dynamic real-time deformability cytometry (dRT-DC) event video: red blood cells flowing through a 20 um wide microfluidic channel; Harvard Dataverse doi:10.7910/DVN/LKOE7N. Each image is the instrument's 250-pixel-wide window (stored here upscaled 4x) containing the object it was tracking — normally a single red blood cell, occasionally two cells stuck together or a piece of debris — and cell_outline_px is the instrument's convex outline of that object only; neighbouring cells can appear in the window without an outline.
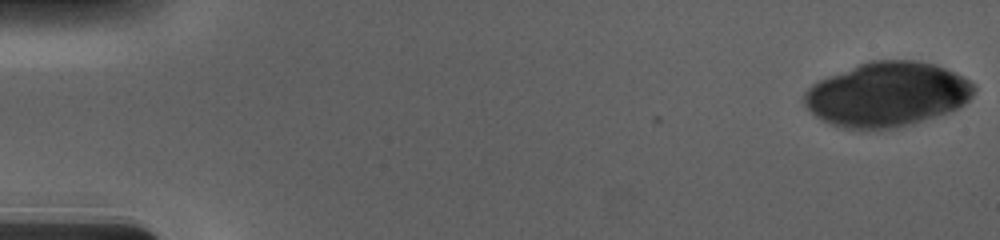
{"species": "human", "species_latin": "Homo sapiens", "temperature_condition": "cold", "stored_images_in_passage": 56, "camera_frame_rate_fps": 3000, "um_per_image_px": 0.085, "donor": {"sex": "male"}, "frame": {"image": 1, "passage_image": 1, "time_ms": 0.0, "image_size_px": [1000, 240], "cell_outline_px": [[976, 88], [972, 96], [960, 108], [912, 124], [896, 128], [844, 128], [832, 124], [816, 116], [804, 104], [804, 92], [812, 84], [828, 76], [860, 64], [872, 60], [916, 60], [936, 64], [968, 80]], "centroid_in_image_um": [75.42, 8.01], "position_along_channel_um": 9.6, "area_um2": 63.29}}